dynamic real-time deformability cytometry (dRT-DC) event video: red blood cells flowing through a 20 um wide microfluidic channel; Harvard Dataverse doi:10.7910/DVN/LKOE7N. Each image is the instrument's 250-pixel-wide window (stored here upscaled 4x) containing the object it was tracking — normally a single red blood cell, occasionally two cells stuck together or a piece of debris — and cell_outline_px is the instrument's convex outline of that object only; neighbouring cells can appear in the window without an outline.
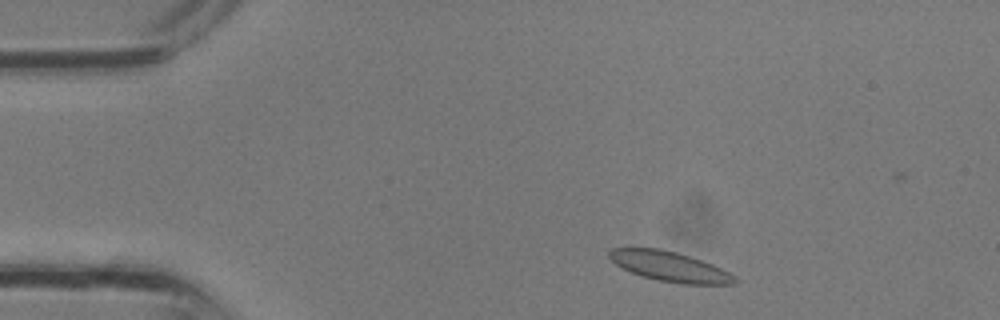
{"species": "common noctule bat (a hibernating species)", "species_latin": "Nyctalus noctula", "temperature_condition": "room temperature", "stored_images_in_passage": 31, "camera_frame_rate_fps": 3000, "um_per_image_px": 0.085, "animal": {"sex": "male", "body_mass_g": 13.3}, "frame": {"image": 1, "passage_image": 3, "time_ms": 0.667, "image_size_px": [1000, 320], "cell_outline_px": [[740, 280], [736, 284], [680, 284], [656, 280], [640, 276], [616, 264], [608, 256], [608, 252], [612, 248], [660, 248], [676, 252], [712, 264], [736, 276]], "centroid_in_image_um": [56.95, 22.67], "position_along_channel_um": 28.0, "area_um2": 21.85}}
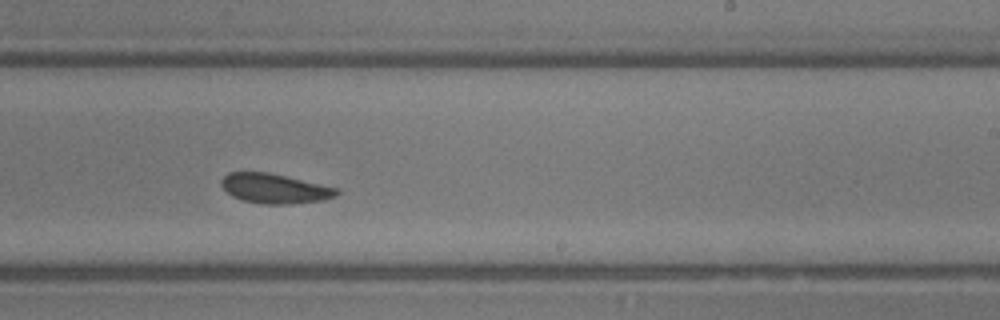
{"frame": {"image": 2, "passage_image": 18, "time_ms": 5.667, "image_size_px": [1000, 320], "cell_outline_px": [[340, 192], [336, 196], [324, 200], [292, 204], [260, 204], [244, 200], [232, 196], [220, 184], [220, 180], [228, 172], [268, 172], [340, 188]], "centroid_in_image_um": [23.38, 16.02], "position_along_channel_um": 265.6, "area_um2": 20.11}}
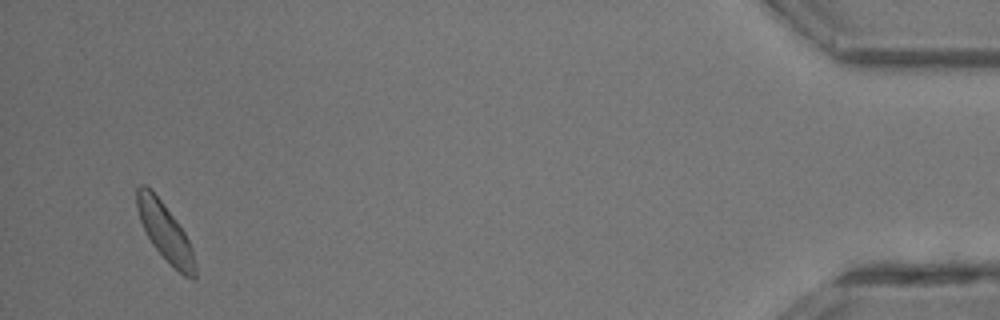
{"frame": {"image": 3, "passage_image": 30, "time_ms": 9.667, "image_size_px": [1000, 320], "cell_outline_px": [[196, 280], [192, 280], [184, 276], [152, 244], [140, 220], [136, 208], [136, 188], [140, 184], [144, 184], [160, 200], [176, 220], [184, 232], [192, 248], [196, 264]], "centroid_in_image_um": [14.04, 19.73], "position_along_channel_um": 421.2, "area_um2": 19.07}}